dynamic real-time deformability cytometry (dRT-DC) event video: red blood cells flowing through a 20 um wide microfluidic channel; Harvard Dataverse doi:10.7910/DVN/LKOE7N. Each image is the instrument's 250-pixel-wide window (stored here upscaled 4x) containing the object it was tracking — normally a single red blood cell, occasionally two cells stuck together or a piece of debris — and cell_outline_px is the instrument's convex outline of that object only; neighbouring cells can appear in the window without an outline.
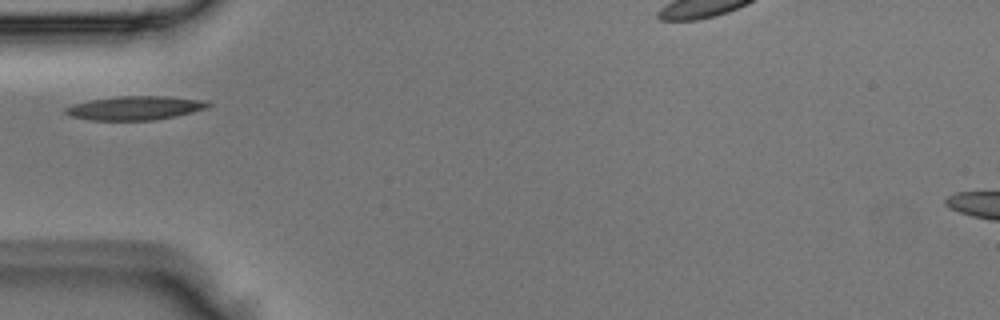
{"species": "Egyptian fruit bat (a non-hibernating species)", "species_latin": "Rousettus aegyptiacus", "temperature_condition": "room temperature", "stored_images_in_passage": 2, "camera_frame_rate_fps": 3000, "um_per_image_px": 0.085, "animal": {"sex": "male"}, "frame": {"image": 1, "passage_image": 2, "time_ms": 0.333, "image_size_px": [1000, 320], "cell_outline_px": [[212, 104], [208, 108], [176, 116], [152, 120], [92, 120], [68, 116], [64, 112], [64, 108], [76, 104], [92, 100], [116, 96], [168, 96], [200, 100]], "centroid_in_image_um": [11.47, 9.18], "position_along_channel_um": 73.5, "area_um2": 19.65}}